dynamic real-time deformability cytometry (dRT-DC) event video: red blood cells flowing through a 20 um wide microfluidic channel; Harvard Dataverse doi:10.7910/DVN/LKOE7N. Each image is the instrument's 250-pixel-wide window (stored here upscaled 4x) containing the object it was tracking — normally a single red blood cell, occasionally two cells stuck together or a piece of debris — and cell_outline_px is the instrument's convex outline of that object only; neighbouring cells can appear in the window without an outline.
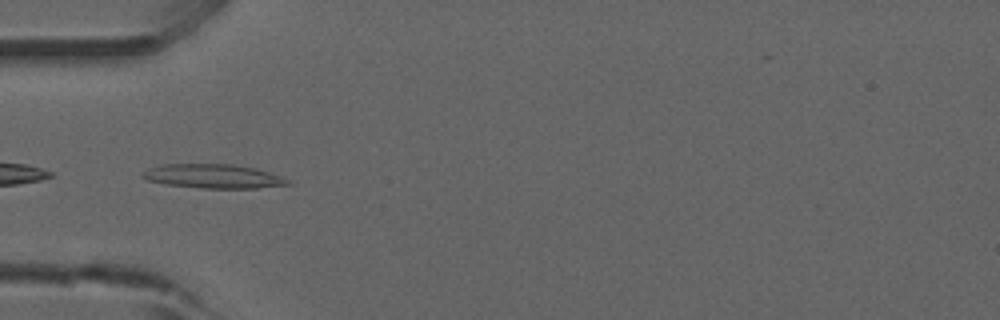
{"species": "common noctule bat (a hibernating species)", "species_latin": "Nyctalus noctula", "temperature_condition": "room temperature", "stored_images_in_passage": 42, "camera_frame_rate_fps": 3000, "um_per_image_px": 0.085, "animal": {"sex": "male", "forearm_length_mm": 52.5}, "frame": {"image": 1, "passage_image": 7, "time_ms": 2.0, "image_size_px": [1000, 320], "cell_outline_px": [[292, 184], [256, 188], [200, 188], [164, 184], [144, 180], [140, 176], [148, 168], [164, 164], [232, 164], [256, 168], [280, 176], [288, 180]], "centroid_in_image_um": [18.08, 14.98], "position_along_channel_um": 66.9, "area_um2": 20.4}}
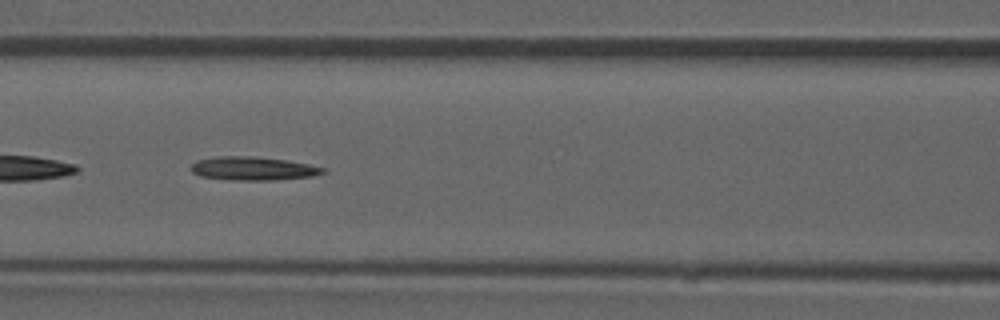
{"frame": {"image": 2, "passage_image": 13, "time_ms": 4.0, "image_size_px": [1000, 320], "cell_outline_px": [[328, 172], [312, 176], [276, 180], [232, 180], [200, 176], [192, 172], [188, 168], [196, 160], [220, 156], [252, 156], [284, 160], [308, 164], [324, 168]], "centroid_in_image_um": [21.48, 14.33], "position_along_channel_um": 145.1, "area_um2": 18.09}}